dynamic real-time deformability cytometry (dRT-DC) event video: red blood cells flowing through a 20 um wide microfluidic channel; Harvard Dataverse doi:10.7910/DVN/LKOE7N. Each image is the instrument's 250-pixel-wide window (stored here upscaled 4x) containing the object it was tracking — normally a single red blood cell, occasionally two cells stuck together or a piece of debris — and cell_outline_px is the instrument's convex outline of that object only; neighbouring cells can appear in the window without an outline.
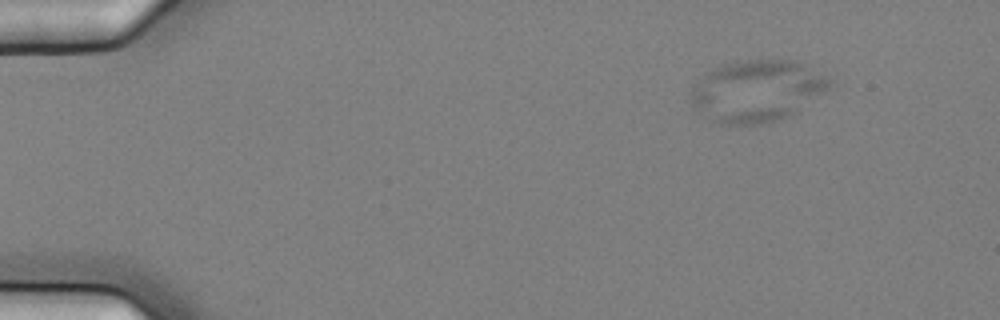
{"species": "common noctule bat (a hibernating species)", "species_latin": "Nyctalus noctula", "temperature_condition": "cold", "stored_images_in_passage": 4, "camera_frame_rate_fps": 3000, "um_per_image_px": 0.085, "animal": {"sex": "female", "body_mass_g": 25.1}, "frame": {"image": 1, "passage_image": 1, "time_ms": 0.0, "image_size_px": [1000, 320], "cell_outline_px": [[832, 84], [828, 88], [800, 112], [776, 120], [760, 124], [720, 124], [708, 120], [692, 104], [688, 96], [688, 92], [696, 80], [704, 72], [712, 68], [724, 64], [748, 60], [796, 60], [812, 64], [828, 76], [832, 80]], "centroid_in_image_um": [64.35, 7.71], "position_along_channel_um": 20.6, "area_um2": 50.98}}
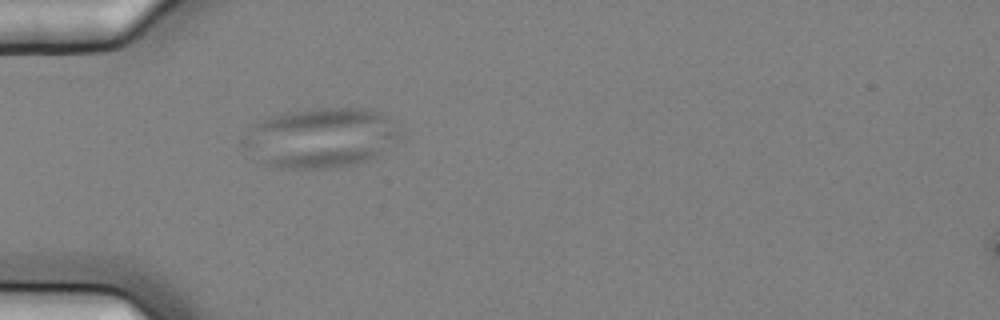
{"frame": {"image": 2, "passage_image": 4, "time_ms": 1.0, "image_size_px": [1000, 320], "cell_outline_px": [[396, 136], [376, 156], [364, 160], [348, 164], [324, 168], [280, 168], [268, 164], [244, 144], [244, 140], [252, 124], [268, 116], [308, 108], [368, 108], [380, 112], [388, 116], [396, 128]], "centroid_in_image_um": [27.23, 11.66], "position_along_channel_um": 57.8, "area_um2": 52.94}}